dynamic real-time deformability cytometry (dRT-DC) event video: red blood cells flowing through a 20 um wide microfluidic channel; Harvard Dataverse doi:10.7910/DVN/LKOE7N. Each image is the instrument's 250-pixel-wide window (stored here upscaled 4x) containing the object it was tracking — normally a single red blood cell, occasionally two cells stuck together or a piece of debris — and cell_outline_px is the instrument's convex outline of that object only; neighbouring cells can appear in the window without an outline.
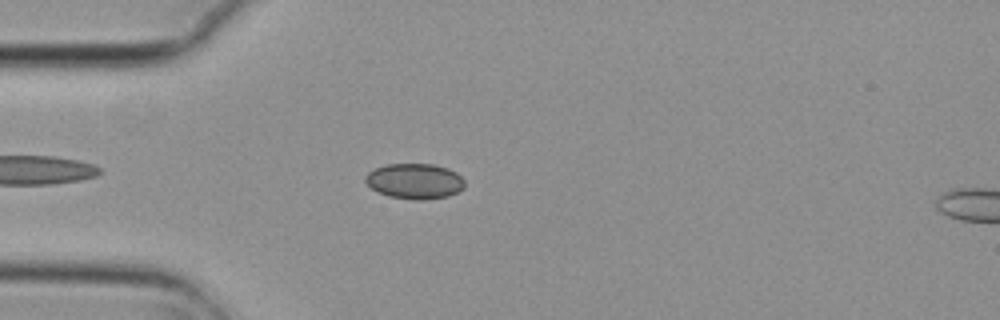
{"species": "common noctule bat (a hibernating species)", "species_latin": "Nyctalus noctula", "temperature_condition": "cold", "stored_images_in_passage": 5, "camera_frame_rate_fps": 3000, "um_per_image_px": 0.085, "animal": {"sex": "female", "body_mass_g": 29.2, "forearm_length_mm": 56.3}, "frame": {"image": 1, "passage_image": 4, "time_ms": 1.0, "image_size_px": [1000, 320], "cell_outline_px": [[464, 188], [448, 196], [424, 200], [416, 200], [388, 196], [372, 188], [364, 180], [364, 176], [368, 172], [376, 168], [388, 164], [432, 164], [448, 168], [456, 172], [464, 180]], "centroid_in_image_um": [35.25, 15.4], "position_along_channel_um": 49.7, "area_um2": 20.4}}